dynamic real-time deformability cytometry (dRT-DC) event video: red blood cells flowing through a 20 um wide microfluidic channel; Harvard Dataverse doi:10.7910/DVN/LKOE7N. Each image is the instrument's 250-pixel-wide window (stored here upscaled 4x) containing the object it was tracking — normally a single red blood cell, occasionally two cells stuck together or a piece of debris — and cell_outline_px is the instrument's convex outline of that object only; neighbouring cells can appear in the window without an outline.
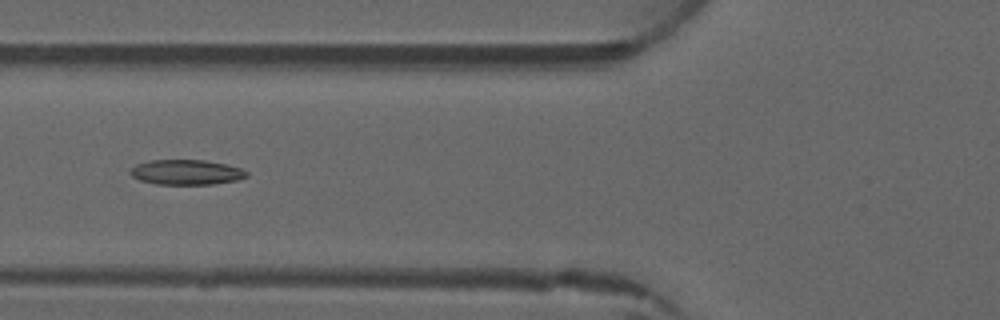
{"species": "common noctule bat (a hibernating species)", "species_latin": "Nyctalus noctula", "temperature_condition": "warm", "stored_images_in_passage": 6, "camera_frame_rate_fps": 3000, "um_per_image_px": 0.085, "animal": {"sex": "male", "forearm_length_mm": 52.5}, "frame": {"image": 1, "passage_image": 6, "time_ms": 5.667, "image_size_px": [1000, 320], "cell_outline_px": [[248, 176], [236, 180], [212, 184], [156, 184], [140, 180], [132, 176], [128, 172], [136, 164], [152, 160], [204, 160], [228, 164], [240, 168], [248, 172]], "centroid_in_image_um": [15.84, 14.63], "position_along_channel_um": 110.0, "area_um2": 16.94}}